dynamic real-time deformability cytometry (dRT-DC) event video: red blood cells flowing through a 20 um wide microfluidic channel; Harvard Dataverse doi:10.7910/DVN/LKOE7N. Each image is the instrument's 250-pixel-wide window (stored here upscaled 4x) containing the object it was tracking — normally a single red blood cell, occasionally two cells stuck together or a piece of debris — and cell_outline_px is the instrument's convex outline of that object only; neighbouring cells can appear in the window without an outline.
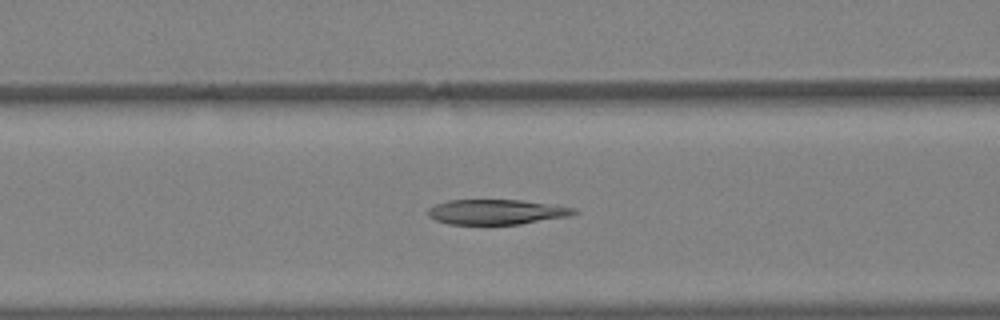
{"species": "Egyptian fruit bat (a non-hibernating species)", "species_latin": "Rousettus aegyptiacus", "temperature_condition": "warm", "stored_images_in_passage": 37, "camera_frame_rate_fps": 3000, "um_per_image_px": 0.085, "animal": {"sex": "female"}, "frame": {"image": 1, "passage_image": 14, "time_ms": 4.333, "image_size_px": [1000, 320], "cell_outline_px": [[580, 212], [568, 216], [520, 224], [448, 224], [436, 220], [428, 216], [428, 208], [436, 204], [448, 200], [520, 200], [576, 208]], "centroid_in_image_um": [42.19, 18.01], "position_along_channel_um": 124.4, "area_um2": 21.15}}
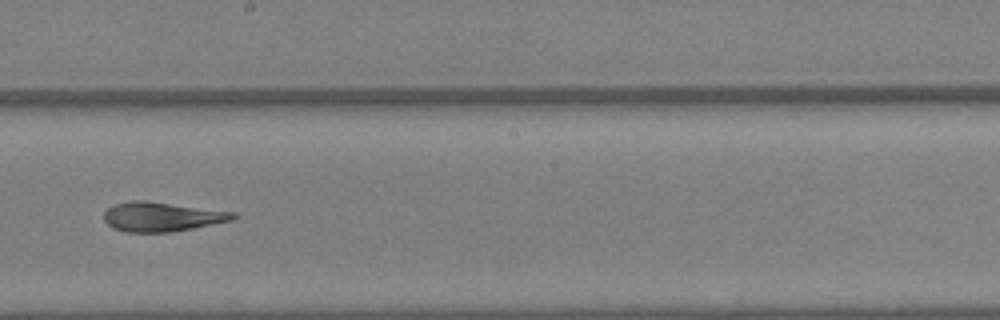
{"frame": {"image": 2, "passage_image": 20, "time_ms": 6.333, "image_size_px": [1000, 320], "cell_outline_px": [[236, 216], [232, 220], [192, 228], [168, 232], [124, 232], [112, 228], [104, 220], [104, 212], [108, 208], [116, 204], [132, 200], [144, 200], [236, 212]], "centroid_in_image_um": [13.72, 18.42], "position_along_channel_um": 234.5, "area_um2": 21.96}}
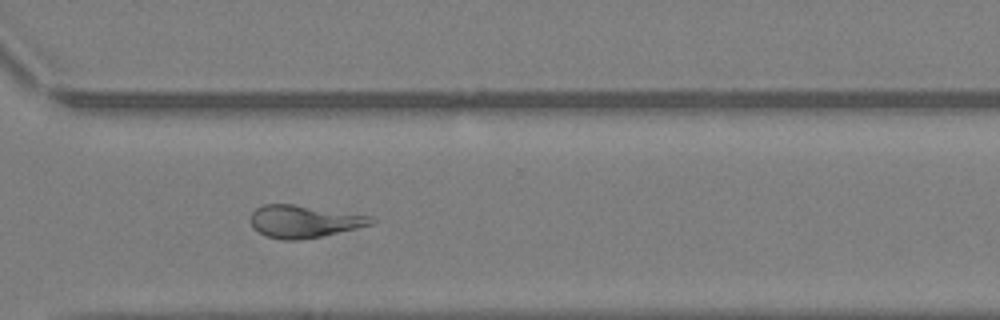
{"frame": {"image": 3, "passage_image": 26, "time_ms": 8.333, "image_size_px": [1000, 320], "cell_outline_px": [[376, 220], [372, 224], [356, 228], [320, 236], [300, 240], [284, 240], [268, 236], [252, 228], [248, 220], [248, 216], [256, 208], [264, 204], [292, 204], [376, 216]], "centroid_in_image_um": [25.82, 18.81], "position_along_channel_um": 344.8, "area_um2": 22.95}}